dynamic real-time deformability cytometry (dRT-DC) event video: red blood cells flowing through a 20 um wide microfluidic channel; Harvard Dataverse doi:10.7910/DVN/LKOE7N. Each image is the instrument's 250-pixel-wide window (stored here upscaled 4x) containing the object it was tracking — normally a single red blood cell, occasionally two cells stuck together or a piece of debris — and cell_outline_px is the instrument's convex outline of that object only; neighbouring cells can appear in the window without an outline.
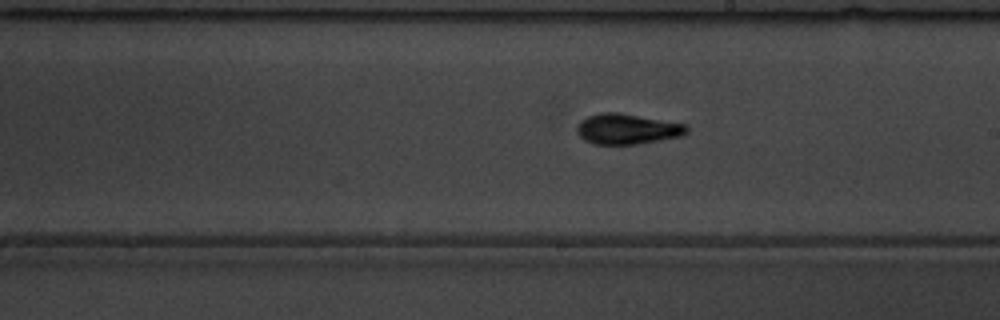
{"species": "common noctule bat (a hibernating species)", "species_latin": "Nyctalus noctula", "temperature_condition": "warm", "stored_images_in_passage": 40, "camera_frame_rate_fps": 3000, "um_per_image_px": 0.085, "animal": {"sex": "male", "body_mass_g": 19.5, "forearm_length_mm": 54.6}, "frame": {"image": 1, "passage_image": 17, "time_ms": 5.333, "image_size_px": [1000, 320], "cell_outline_px": [[688, 132], [680, 136], [636, 144], [596, 144], [584, 140], [576, 132], [576, 128], [580, 120], [588, 116], [600, 112], [620, 112], [688, 124]], "centroid_in_image_um": [53.3, 10.94], "position_along_channel_um": 235.7, "area_um2": 19.59}}
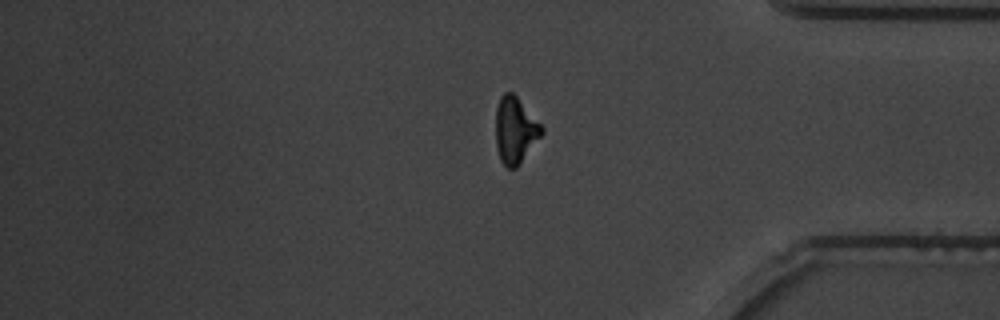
{"frame": {"image": 2, "passage_image": 31, "time_ms": 10.0, "image_size_px": [1000, 320], "cell_outline_px": [[544, 132], [516, 168], [508, 168], [500, 160], [496, 148], [496, 108], [500, 96], [504, 92], [512, 92], [516, 96], [544, 128]], "centroid_in_image_um": [43.78, 11.06], "position_along_channel_um": 391.4, "area_um2": 17.63}}
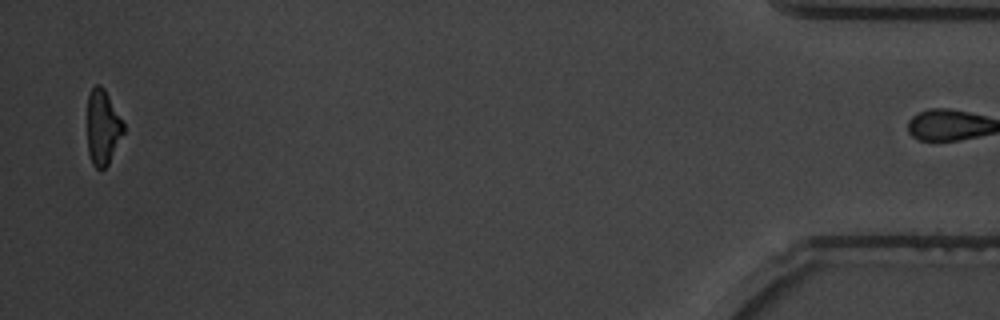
{"frame": {"image": 3, "passage_image": 39, "time_ms": 12.667, "image_size_px": [1000, 320], "cell_outline_px": [[124, 132], [108, 164], [100, 172], [92, 164], [88, 152], [88, 96], [92, 88], [96, 84], [100, 84], [104, 88], [124, 124]], "centroid_in_image_um": [8.73, 10.84], "position_along_channel_um": 426.5, "area_um2": 15.72}, "authors_computed_cell_mechanics": {"area_um2": 18.0625, "velocity_mm_per_s": 3.6973, "shape_relaxation_time_tau1_ms": 4.3342, "shape_relaxation_time_tau2_ms": 4.2239, "deformation_change_tau1": 0.179, "deformation_change_tau2": 0.1186}}